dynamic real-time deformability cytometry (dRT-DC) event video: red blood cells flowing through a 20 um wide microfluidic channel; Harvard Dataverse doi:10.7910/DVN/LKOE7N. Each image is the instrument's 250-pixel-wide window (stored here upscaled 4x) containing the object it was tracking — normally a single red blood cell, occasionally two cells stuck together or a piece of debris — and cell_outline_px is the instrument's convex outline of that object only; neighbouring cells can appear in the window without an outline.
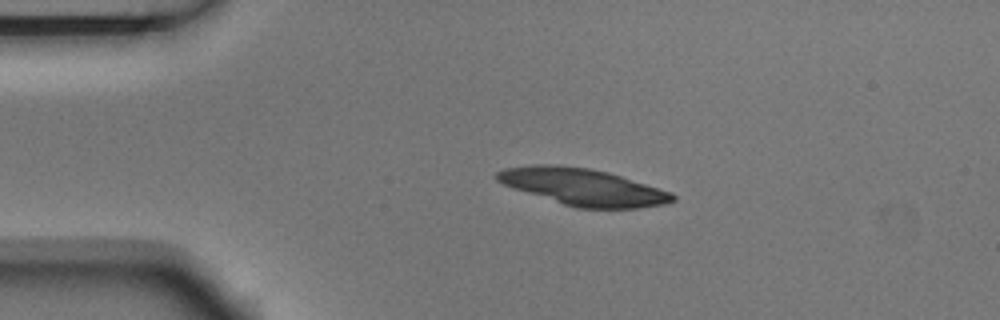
{"species": "Egyptian fruit bat (a non-hibernating species)", "species_latin": "Rousettus aegyptiacus", "temperature_condition": "room temperature", "stored_images_in_passage": 3, "camera_frame_rate_fps": 3000, "um_per_image_px": 0.085, "animal": {"sex": "male"}, "frame": {"image": 1, "passage_image": 2, "time_ms": 0.333, "image_size_px": [1000, 320], "cell_outline_px": [[676, 200], [664, 204], [636, 208], [576, 208], [504, 184], [496, 180], [496, 172], [504, 168], [536, 164], [556, 164], [588, 168], [608, 172], [672, 192], [676, 196]], "centroid_in_image_um": [49.58, 15.88], "position_along_channel_um": 35.4, "area_um2": 37.22}}